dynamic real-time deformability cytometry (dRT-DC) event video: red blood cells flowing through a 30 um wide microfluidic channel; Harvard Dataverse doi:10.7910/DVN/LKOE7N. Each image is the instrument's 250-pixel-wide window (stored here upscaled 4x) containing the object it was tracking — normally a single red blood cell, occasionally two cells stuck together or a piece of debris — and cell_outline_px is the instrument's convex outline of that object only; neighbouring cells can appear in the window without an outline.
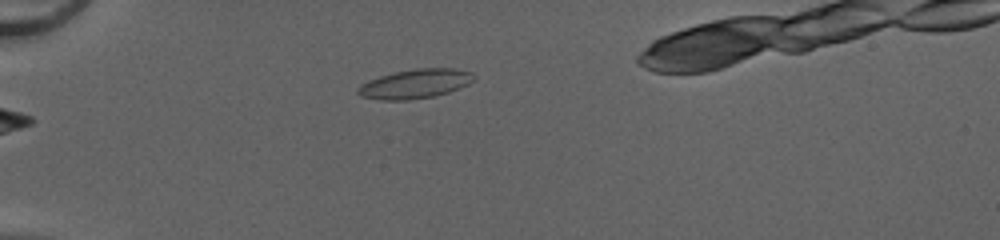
{"species": "common noctule bat (a hibernating species)", "species_latin": "Nyctalus noctula", "temperature_condition": "cold", "stored_images_in_passage": 34, "camera_frame_rate_fps": 3000, "um_per_image_px": 0.085, "animal": {"sex": "female", "body_mass_g": 20.0, "forearm_length_mm": 54.0}, "frame": {"image": 1, "passage_image": 1, "time_ms": 0.0, "image_size_px": [1000, 240], "cell_outline_px": [[476, 80], [460, 88], [448, 92], [432, 96], [408, 100], [380, 100], [360, 96], [356, 92], [356, 88], [360, 84], [368, 80], [380, 76], [396, 72], [416, 68], [452, 68], [472, 72], [476, 76]], "centroid_in_image_um": [35.28, 7.12], "position_along_channel_um": 49.7, "area_um2": 19.88}}
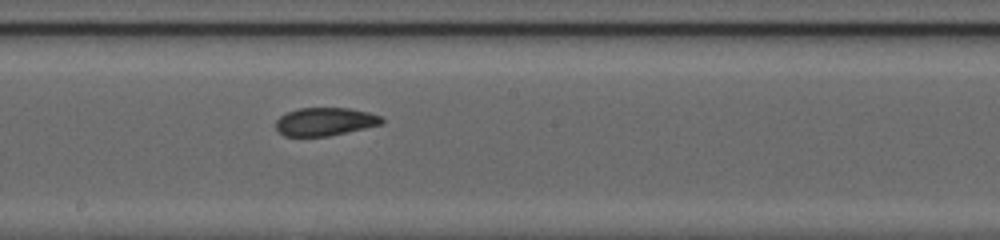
{"frame": {"image": 2, "passage_image": 15, "time_ms": 4.667, "image_size_px": [1000, 240], "cell_outline_px": [[384, 120], [380, 124], [364, 128], [328, 136], [284, 136], [276, 128], [276, 120], [280, 116], [288, 112], [300, 108], [348, 108], [368, 112], [380, 116]], "centroid_in_image_um": [27.6, 10.33], "position_along_channel_um": 220.6, "area_um2": 17.11}}
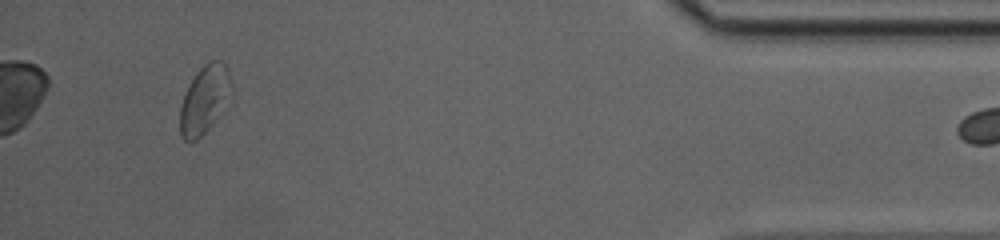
{"frame": {"image": 3, "passage_image": 33, "time_ms": 10.667, "image_size_px": [1000, 240], "cell_outline_px": [[236, 88], [232, 104], [192, 144], [188, 144], [180, 136], [180, 108], [184, 96], [196, 72], [208, 60], [220, 60], [228, 68]], "centroid_in_image_um": [17.5, 8.47], "position_along_channel_um": 417.7, "area_um2": 21.5}}